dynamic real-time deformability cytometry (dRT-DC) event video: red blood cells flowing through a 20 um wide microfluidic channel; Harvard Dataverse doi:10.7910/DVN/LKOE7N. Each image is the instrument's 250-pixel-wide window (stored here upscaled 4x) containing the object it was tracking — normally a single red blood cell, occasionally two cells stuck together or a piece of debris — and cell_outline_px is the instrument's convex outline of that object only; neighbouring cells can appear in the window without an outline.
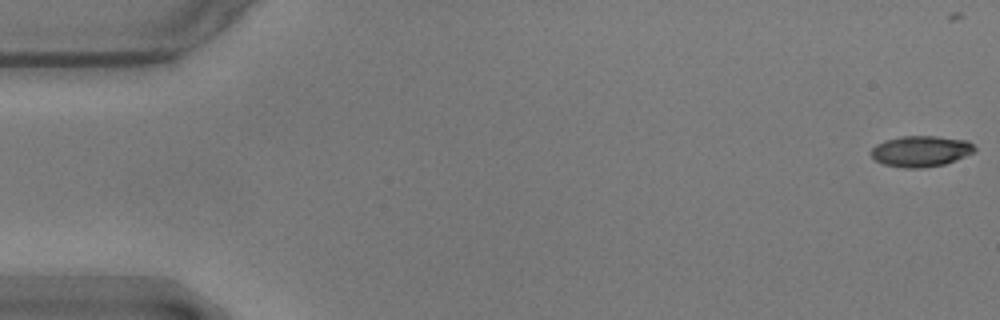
{"species": "common noctule bat (a hibernating species)", "species_latin": "Nyctalus noctula", "temperature_condition": "warm", "stored_images_in_passage": 44, "camera_frame_rate_fps": 3000, "um_per_image_px": 0.085, "animal": {"sex": "male", "body_mass_g": 17.9}, "frame": {"image": 1, "passage_image": 1, "time_ms": 0.0, "image_size_px": [1000, 320], "cell_outline_px": [[976, 148], [972, 152], [964, 156], [944, 164], [924, 168], [904, 168], [884, 164], [876, 160], [872, 156], [872, 148], [876, 144], [884, 140], [904, 136], [936, 136], [968, 140]], "centroid_in_image_um": [78.26, 12.84], "position_along_channel_um": 6.7, "area_um2": 18.5}}
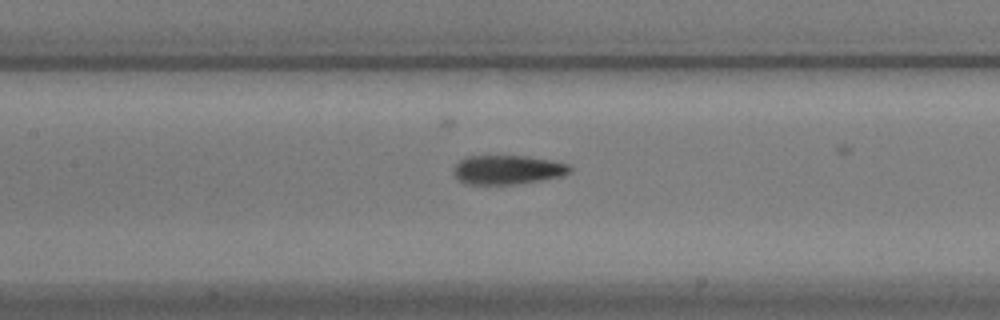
{"frame": {"image": 2, "passage_image": 26, "time_ms": 8.333, "image_size_px": [1000, 320], "cell_outline_px": [[572, 172], [564, 176], [516, 184], [464, 184], [456, 180], [452, 172], [456, 164], [464, 156], [528, 156], [552, 160], [568, 164], [572, 168]], "centroid_in_image_um": [43.13, 14.43], "position_along_channel_um": 164.3, "area_um2": 20.06}}
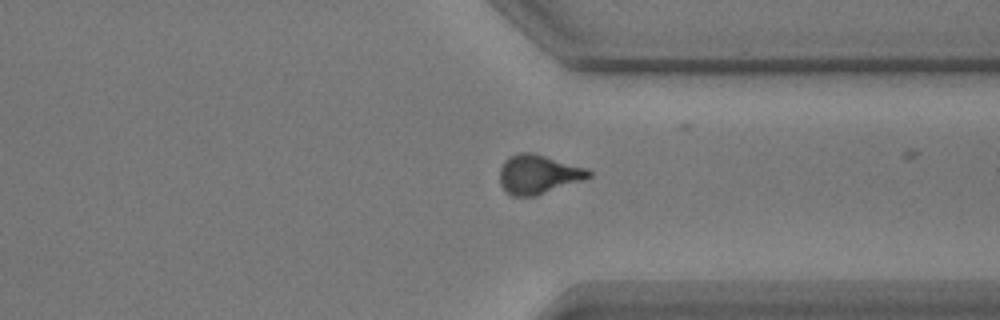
{"frame": {"image": 3, "passage_image": 43, "time_ms": 14.0, "image_size_px": [1000, 320], "cell_outline_px": [[592, 176], [584, 180], [536, 196], [512, 196], [504, 192], [500, 184], [500, 168], [504, 160], [508, 156], [520, 152], [532, 152], [588, 168], [592, 172]], "centroid_in_image_um": [45.75, 14.82], "position_along_channel_um": 365.7, "area_um2": 20.63}}